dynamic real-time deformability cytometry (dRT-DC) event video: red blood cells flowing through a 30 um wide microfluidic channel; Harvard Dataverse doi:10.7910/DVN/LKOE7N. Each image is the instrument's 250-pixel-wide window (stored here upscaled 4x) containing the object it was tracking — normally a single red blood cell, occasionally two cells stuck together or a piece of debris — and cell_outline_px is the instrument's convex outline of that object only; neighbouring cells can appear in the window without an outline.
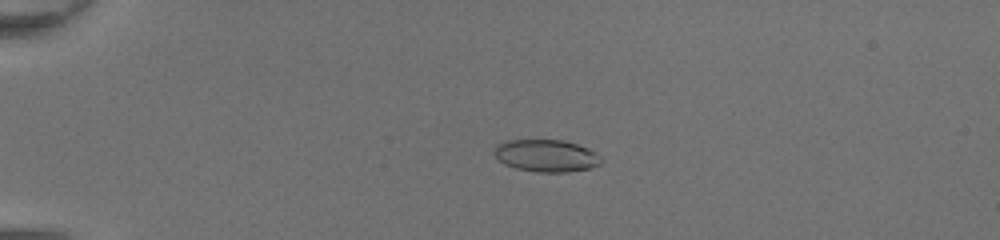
{"species": "common noctule bat (a hibernating species)", "species_latin": "Nyctalus noctula", "temperature_condition": "room temperature", "stored_images_in_passage": 50, "camera_frame_rate_fps": 3000, "um_per_image_px": 0.085, "animal": {"sex": "female", "body_mass_g": 20.0, "forearm_length_mm": 54.0}, "frame": {"image": 1, "passage_image": 14, "time_ms": 4.333, "image_size_px": [1000, 240], "cell_outline_px": [[604, 160], [600, 164], [588, 168], [568, 172], [536, 172], [516, 168], [504, 164], [492, 152], [496, 144], [504, 140], [564, 140], [588, 148], [604, 156]], "centroid_in_image_um": [46.45, 13.23], "position_along_channel_um": 38.6, "area_um2": 20.35}}
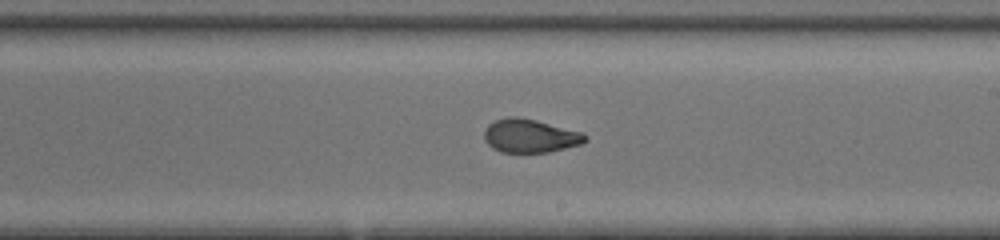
{"frame": {"image": 2, "passage_image": 32, "time_ms": 10.333, "image_size_px": [1000, 240], "cell_outline_px": [[588, 140], [580, 144], [548, 152], [500, 152], [492, 148], [484, 140], [484, 132], [488, 124], [496, 120], [508, 116], [516, 116], [536, 120], [584, 132], [588, 136]], "centroid_in_image_um": [45.06, 11.54], "position_along_channel_um": 243.9, "area_um2": 19.83}}
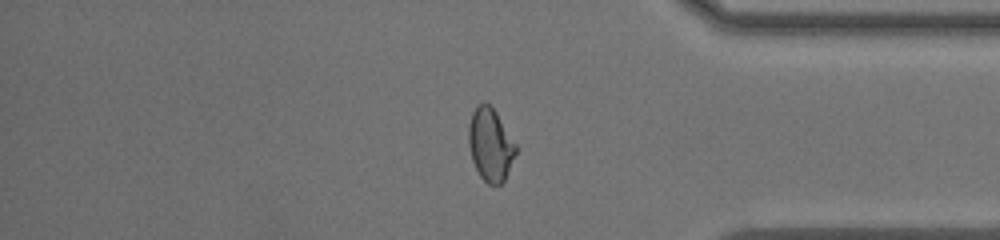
{"frame": {"image": 3, "passage_image": 43, "time_ms": 14.0, "image_size_px": [1000, 240], "cell_outline_px": [[516, 152], [504, 180], [500, 184], [488, 184], [480, 176], [472, 160], [468, 144], [468, 124], [472, 112], [476, 104], [488, 104], [496, 112], [516, 144]], "centroid_in_image_um": [41.66, 12.28], "position_along_channel_um": 393.5, "area_um2": 19.83}, "authors_computed_cell_mechanics": {"area_um2": 20.519, "velocity_mm_per_s": 4.4159, "shape_relaxation_time_tau1_ms": null, "shape_relaxation_time_tau2_ms": 0.8853, "deformation_change_tau1": null, "deformation_change_tau2": 0.0675}}